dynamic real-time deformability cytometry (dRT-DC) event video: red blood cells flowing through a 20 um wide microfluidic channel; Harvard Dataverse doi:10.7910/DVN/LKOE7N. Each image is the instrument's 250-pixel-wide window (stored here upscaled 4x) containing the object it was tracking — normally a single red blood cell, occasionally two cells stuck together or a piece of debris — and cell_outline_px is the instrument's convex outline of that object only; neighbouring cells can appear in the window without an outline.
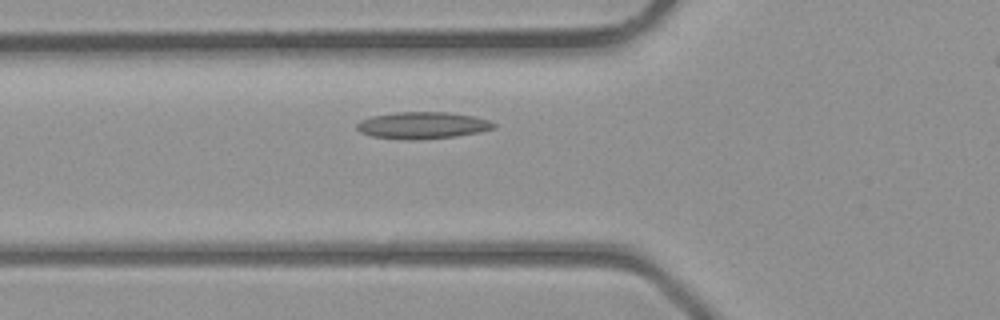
{"species": "common noctule bat (a hibernating species)", "species_latin": "Nyctalus noctula", "temperature_condition": "room temperature", "stored_images_in_passage": 25, "camera_frame_rate_fps": 3000, "um_per_image_px": 0.085, "animal": {"sex": "male", "body_mass_g": 23.1, "forearm_length_mm": 52.7}, "frame": {"image": 1, "passage_image": 3, "time_ms": 0.667, "image_size_px": [1000, 320], "cell_outline_px": [[496, 124], [492, 128], [480, 132], [456, 136], [412, 140], [408, 140], [372, 136], [360, 132], [356, 128], [356, 124], [360, 120], [372, 116], [396, 112], [452, 112], [472, 116], [488, 120]], "centroid_in_image_um": [35.88, 10.65], "position_along_channel_um": 89.9, "area_um2": 21.33}}
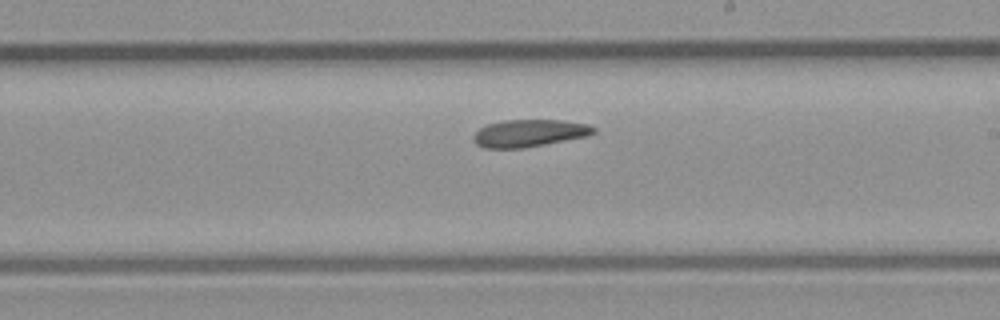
{"frame": {"image": 2, "passage_image": 12, "time_ms": 3.667, "image_size_px": [1000, 320], "cell_outline_px": [[596, 132], [588, 136], [524, 148], [484, 148], [476, 144], [472, 136], [480, 128], [488, 124], [504, 120], [564, 120], [588, 124], [596, 128]], "centroid_in_image_um": [45.01, 11.32], "position_along_channel_um": 244.0, "area_um2": 19.19}}
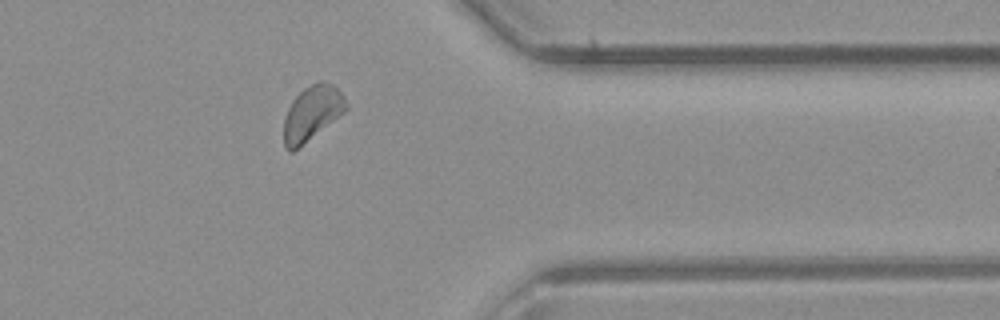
{"frame": {"image": 3, "passage_image": 21, "time_ms": 6.667, "image_size_px": [1000, 320], "cell_outline_px": [[348, 108], [344, 112], [292, 152], [288, 152], [284, 148], [284, 120], [288, 108], [292, 100], [304, 88], [316, 80], [320, 80], [332, 84], [344, 96], [348, 104]], "centroid_in_image_um": [26.51, 9.59], "position_along_channel_um": 384.9, "area_um2": 19.65}}